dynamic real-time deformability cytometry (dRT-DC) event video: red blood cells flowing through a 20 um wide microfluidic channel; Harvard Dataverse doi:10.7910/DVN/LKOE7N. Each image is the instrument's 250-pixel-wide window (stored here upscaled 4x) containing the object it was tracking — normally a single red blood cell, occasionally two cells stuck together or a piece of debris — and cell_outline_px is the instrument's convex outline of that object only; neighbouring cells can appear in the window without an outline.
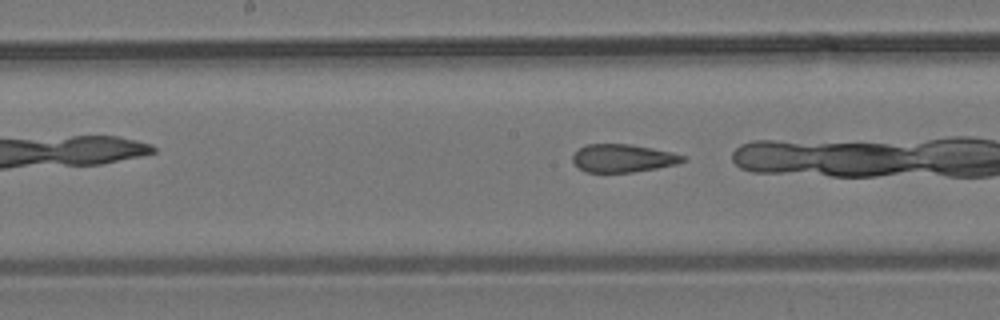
{"species": "common noctule bat (a hibernating species)", "species_latin": "Nyctalus noctula", "temperature_condition": "room temperature", "stored_images_in_passage": 34, "camera_frame_rate_fps": 3000, "um_per_image_px": 0.085, "animal": {"sex": "male", "body_mass_g": 19.2, "forearm_length_mm": 51.8}, "frame": {"image": 1, "passage_image": 19, "time_ms": 6.0, "image_size_px": [1000, 320], "cell_outline_px": [[684, 160], [676, 164], [656, 168], [632, 172], [588, 172], [580, 168], [572, 160], [572, 156], [584, 144], [628, 144], [652, 148], [672, 152], [684, 156]], "centroid_in_image_um": [52.93, 13.44], "position_along_channel_um": 195.3, "area_um2": 17.69}, "authors_computed_cell_mechanics": {"area_um2": 19.1896, "velocity_mm_per_s": 3.856, "shape_relaxation_time_tau1_ms": null, "shape_relaxation_time_tau2_ms": 2.165, "deformation_change_tau1": null, "deformation_change_tau2": 0.0977}}